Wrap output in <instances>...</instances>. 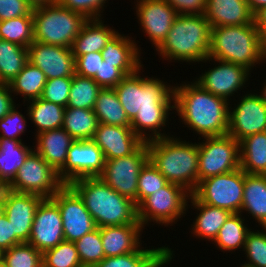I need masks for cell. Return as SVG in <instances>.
Listing matches in <instances>:
<instances>
[{
	"label": "cell",
	"instance_id": "obj_1",
	"mask_svg": "<svg viewBox=\"0 0 266 267\" xmlns=\"http://www.w3.org/2000/svg\"><path fill=\"white\" fill-rule=\"evenodd\" d=\"M138 72L139 70L126 75L114 87L131 121L130 127L145 142L168 137L167 134H160L159 129L166 125L168 112L174 109V105L171 106V99L174 101V87H168L158 78H142ZM143 129L151 130L153 136L146 137L148 134L143 133Z\"/></svg>",
	"mask_w": 266,
	"mask_h": 267
},
{
	"label": "cell",
	"instance_id": "obj_2",
	"mask_svg": "<svg viewBox=\"0 0 266 267\" xmlns=\"http://www.w3.org/2000/svg\"><path fill=\"white\" fill-rule=\"evenodd\" d=\"M174 108L185 125L203 137L228 133V101L203 89L196 82L174 87Z\"/></svg>",
	"mask_w": 266,
	"mask_h": 267
},
{
	"label": "cell",
	"instance_id": "obj_3",
	"mask_svg": "<svg viewBox=\"0 0 266 267\" xmlns=\"http://www.w3.org/2000/svg\"><path fill=\"white\" fill-rule=\"evenodd\" d=\"M81 197L97 227L141 224L137 206L99 177H84L69 184Z\"/></svg>",
	"mask_w": 266,
	"mask_h": 267
},
{
	"label": "cell",
	"instance_id": "obj_4",
	"mask_svg": "<svg viewBox=\"0 0 266 267\" xmlns=\"http://www.w3.org/2000/svg\"><path fill=\"white\" fill-rule=\"evenodd\" d=\"M149 160L170 183L184 187L192 194L198 182L199 148L171 137L147 141Z\"/></svg>",
	"mask_w": 266,
	"mask_h": 267
},
{
	"label": "cell",
	"instance_id": "obj_5",
	"mask_svg": "<svg viewBox=\"0 0 266 267\" xmlns=\"http://www.w3.org/2000/svg\"><path fill=\"white\" fill-rule=\"evenodd\" d=\"M211 28L204 14H178L168 35L156 50L168 60L206 61Z\"/></svg>",
	"mask_w": 266,
	"mask_h": 267
},
{
	"label": "cell",
	"instance_id": "obj_6",
	"mask_svg": "<svg viewBox=\"0 0 266 267\" xmlns=\"http://www.w3.org/2000/svg\"><path fill=\"white\" fill-rule=\"evenodd\" d=\"M224 61L246 67L262 61L261 38L255 22L235 26L211 28L209 60Z\"/></svg>",
	"mask_w": 266,
	"mask_h": 267
},
{
	"label": "cell",
	"instance_id": "obj_7",
	"mask_svg": "<svg viewBox=\"0 0 266 267\" xmlns=\"http://www.w3.org/2000/svg\"><path fill=\"white\" fill-rule=\"evenodd\" d=\"M34 42L71 48L88 20L58 3L33 8Z\"/></svg>",
	"mask_w": 266,
	"mask_h": 267
},
{
	"label": "cell",
	"instance_id": "obj_8",
	"mask_svg": "<svg viewBox=\"0 0 266 267\" xmlns=\"http://www.w3.org/2000/svg\"><path fill=\"white\" fill-rule=\"evenodd\" d=\"M64 185L58 172L34 150L27 156L22 167L18 169L16 176L6 188L18 193L51 198Z\"/></svg>",
	"mask_w": 266,
	"mask_h": 267
},
{
	"label": "cell",
	"instance_id": "obj_9",
	"mask_svg": "<svg viewBox=\"0 0 266 267\" xmlns=\"http://www.w3.org/2000/svg\"><path fill=\"white\" fill-rule=\"evenodd\" d=\"M244 180L245 172L238 168L200 181L192 194L207 205L241 213Z\"/></svg>",
	"mask_w": 266,
	"mask_h": 267
},
{
	"label": "cell",
	"instance_id": "obj_10",
	"mask_svg": "<svg viewBox=\"0 0 266 267\" xmlns=\"http://www.w3.org/2000/svg\"><path fill=\"white\" fill-rule=\"evenodd\" d=\"M189 197L184 187L168 182L137 206L138 221L143 227L149 220L169 225L185 213Z\"/></svg>",
	"mask_w": 266,
	"mask_h": 267
},
{
	"label": "cell",
	"instance_id": "obj_11",
	"mask_svg": "<svg viewBox=\"0 0 266 267\" xmlns=\"http://www.w3.org/2000/svg\"><path fill=\"white\" fill-rule=\"evenodd\" d=\"M204 139L206 143H198V182L240 168L239 142L232 136L226 134Z\"/></svg>",
	"mask_w": 266,
	"mask_h": 267
},
{
	"label": "cell",
	"instance_id": "obj_12",
	"mask_svg": "<svg viewBox=\"0 0 266 267\" xmlns=\"http://www.w3.org/2000/svg\"><path fill=\"white\" fill-rule=\"evenodd\" d=\"M148 160V146L144 142L128 156L105 160L104 170L99 178L137 206L138 178L142 167Z\"/></svg>",
	"mask_w": 266,
	"mask_h": 267
},
{
	"label": "cell",
	"instance_id": "obj_13",
	"mask_svg": "<svg viewBox=\"0 0 266 267\" xmlns=\"http://www.w3.org/2000/svg\"><path fill=\"white\" fill-rule=\"evenodd\" d=\"M51 199L61 212L65 241L75 243L97 228L83 200L69 184H65Z\"/></svg>",
	"mask_w": 266,
	"mask_h": 267
},
{
	"label": "cell",
	"instance_id": "obj_14",
	"mask_svg": "<svg viewBox=\"0 0 266 267\" xmlns=\"http://www.w3.org/2000/svg\"><path fill=\"white\" fill-rule=\"evenodd\" d=\"M104 165L103 152L92 140H75L58 176L64 184H70L84 177H99L103 173Z\"/></svg>",
	"mask_w": 266,
	"mask_h": 267
},
{
	"label": "cell",
	"instance_id": "obj_15",
	"mask_svg": "<svg viewBox=\"0 0 266 267\" xmlns=\"http://www.w3.org/2000/svg\"><path fill=\"white\" fill-rule=\"evenodd\" d=\"M228 116V135L240 142L246 137L266 131V103L260 95L247 94Z\"/></svg>",
	"mask_w": 266,
	"mask_h": 267
},
{
	"label": "cell",
	"instance_id": "obj_16",
	"mask_svg": "<svg viewBox=\"0 0 266 267\" xmlns=\"http://www.w3.org/2000/svg\"><path fill=\"white\" fill-rule=\"evenodd\" d=\"M62 241L64 234L59 207L51 198H44L36 209L27 243L43 253Z\"/></svg>",
	"mask_w": 266,
	"mask_h": 267
},
{
	"label": "cell",
	"instance_id": "obj_17",
	"mask_svg": "<svg viewBox=\"0 0 266 267\" xmlns=\"http://www.w3.org/2000/svg\"><path fill=\"white\" fill-rule=\"evenodd\" d=\"M43 199L39 195L18 193L6 188L4 215L12 227V246L28 242L36 209Z\"/></svg>",
	"mask_w": 266,
	"mask_h": 267
},
{
	"label": "cell",
	"instance_id": "obj_18",
	"mask_svg": "<svg viewBox=\"0 0 266 267\" xmlns=\"http://www.w3.org/2000/svg\"><path fill=\"white\" fill-rule=\"evenodd\" d=\"M28 61L42 70L47 80L73 77L75 74L71 48L33 42L28 47Z\"/></svg>",
	"mask_w": 266,
	"mask_h": 267
},
{
	"label": "cell",
	"instance_id": "obj_19",
	"mask_svg": "<svg viewBox=\"0 0 266 267\" xmlns=\"http://www.w3.org/2000/svg\"><path fill=\"white\" fill-rule=\"evenodd\" d=\"M136 7L143 30L157 48L168 35L177 11L166 0H140Z\"/></svg>",
	"mask_w": 266,
	"mask_h": 267
},
{
	"label": "cell",
	"instance_id": "obj_20",
	"mask_svg": "<svg viewBox=\"0 0 266 267\" xmlns=\"http://www.w3.org/2000/svg\"><path fill=\"white\" fill-rule=\"evenodd\" d=\"M91 140L102 150L105 160L128 156L145 142L130 126L103 123H99Z\"/></svg>",
	"mask_w": 266,
	"mask_h": 267
},
{
	"label": "cell",
	"instance_id": "obj_21",
	"mask_svg": "<svg viewBox=\"0 0 266 267\" xmlns=\"http://www.w3.org/2000/svg\"><path fill=\"white\" fill-rule=\"evenodd\" d=\"M218 62L220 65L205 72L195 82L208 92L228 100L230 95L245 84L250 70L242 65L220 60Z\"/></svg>",
	"mask_w": 266,
	"mask_h": 267
},
{
	"label": "cell",
	"instance_id": "obj_22",
	"mask_svg": "<svg viewBox=\"0 0 266 267\" xmlns=\"http://www.w3.org/2000/svg\"><path fill=\"white\" fill-rule=\"evenodd\" d=\"M205 18L211 27L252 24L254 14L246 0H206Z\"/></svg>",
	"mask_w": 266,
	"mask_h": 267
},
{
	"label": "cell",
	"instance_id": "obj_23",
	"mask_svg": "<svg viewBox=\"0 0 266 267\" xmlns=\"http://www.w3.org/2000/svg\"><path fill=\"white\" fill-rule=\"evenodd\" d=\"M141 224L100 227L101 241L105 257H114L140 248Z\"/></svg>",
	"mask_w": 266,
	"mask_h": 267
},
{
	"label": "cell",
	"instance_id": "obj_24",
	"mask_svg": "<svg viewBox=\"0 0 266 267\" xmlns=\"http://www.w3.org/2000/svg\"><path fill=\"white\" fill-rule=\"evenodd\" d=\"M134 43L117 32L101 50L103 60L116 64L125 75L141 70L139 50Z\"/></svg>",
	"mask_w": 266,
	"mask_h": 267
},
{
	"label": "cell",
	"instance_id": "obj_25",
	"mask_svg": "<svg viewBox=\"0 0 266 267\" xmlns=\"http://www.w3.org/2000/svg\"><path fill=\"white\" fill-rule=\"evenodd\" d=\"M36 136L35 151L58 172L64 166L68 150L75 140L63 128L45 131Z\"/></svg>",
	"mask_w": 266,
	"mask_h": 267
},
{
	"label": "cell",
	"instance_id": "obj_26",
	"mask_svg": "<svg viewBox=\"0 0 266 267\" xmlns=\"http://www.w3.org/2000/svg\"><path fill=\"white\" fill-rule=\"evenodd\" d=\"M116 33L104 26L100 19H88L71 45L74 58L90 52H101Z\"/></svg>",
	"mask_w": 266,
	"mask_h": 267
},
{
	"label": "cell",
	"instance_id": "obj_27",
	"mask_svg": "<svg viewBox=\"0 0 266 267\" xmlns=\"http://www.w3.org/2000/svg\"><path fill=\"white\" fill-rule=\"evenodd\" d=\"M192 205L200 210L199 215L194 222L193 233L199 238L214 241L220 228L232 214L229 210L213 207L200 202L193 194H190ZM201 236V237H200Z\"/></svg>",
	"mask_w": 266,
	"mask_h": 267
},
{
	"label": "cell",
	"instance_id": "obj_28",
	"mask_svg": "<svg viewBox=\"0 0 266 267\" xmlns=\"http://www.w3.org/2000/svg\"><path fill=\"white\" fill-rule=\"evenodd\" d=\"M239 150L240 168L246 174L266 175V132L242 139Z\"/></svg>",
	"mask_w": 266,
	"mask_h": 267
},
{
	"label": "cell",
	"instance_id": "obj_29",
	"mask_svg": "<svg viewBox=\"0 0 266 267\" xmlns=\"http://www.w3.org/2000/svg\"><path fill=\"white\" fill-rule=\"evenodd\" d=\"M21 140L0 138V187H6L32 152Z\"/></svg>",
	"mask_w": 266,
	"mask_h": 267
},
{
	"label": "cell",
	"instance_id": "obj_30",
	"mask_svg": "<svg viewBox=\"0 0 266 267\" xmlns=\"http://www.w3.org/2000/svg\"><path fill=\"white\" fill-rule=\"evenodd\" d=\"M241 210L248 211L266 227V175L245 173Z\"/></svg>",
	"mask_w": 266,
	"mask_h": 267
},
{
	"label": "cell",
	"instance_id": "obj_31",
	"mask_svg": "<svg viewBox=\"0 0 266 267\" xmlns=\"http://www.w3.org/2000/svg\"><path fill=\"white\" fill-rule=\"evenodd\" d=\"M98 125L93 109L65 108L62 128L74 140H91Z\"/></svg>",
	"mask_w": 266,
	"mask_h": 267
},
{
	"label": "cell",
	"instance_id": "obj_32",
	"mask_svg": "<svg viewBox=\"0 0 266 267\" xmlns=\"http://www.w3.org/2000/svg\"><path fill=\"white\" fill-rule=\"evenodd\" d=\"M93 111L99 123L116 126H130L131 124L114 88L101 89Z\"/></svg>",
	"mask_w": 266,
	"mask_h": 267
},
{
	"label": "cell",
	"instance_id": "obj_33",
	"mask_svg": "<svg viewBox=\"0 0 266 267\" xmlns=\"http://www.w3.org/2000/svg\"><path fill=\"white\" fill-rule=\"evenodd\" d=\"M28 108L27 115L37 127L38 134L62 128L65 107L38 98L30 101Z\"/></svg>",
	"mask_w": 266,
	"mask_h": 267
},
{
	"label": "cell",
	"instance_id": "obj_34",
	"mask_svg": "<svg viewBox=\"0 0 266 267\" xmlns=\"http://www.w3.org/2000/svg\"><path fill=\"white\" fill-rule=\"evenodd\" d=\"M46 81L45 73L28 61L8 84L11 92L20 93L24 99L28 97L32 101L41 97Z\"/></svg>",
	"mask_w": 266,
	"mask_h": 267
},
{
	"label": "cell",
	"instance_id": "obj_35",
	"mask_svg": "<svg viewBox=\"0 0 266 267\" xmlns=\"http://www.w3.org/2000/svg\"><path fill=\"white\" fill-rule=\"evenodd\" d=\"M28 62V48L0 39V83H9Z\"/></svg>",
	"mask_w": 266,
	"mask_h": 267
},
{
	"label": "cell",
	"instance_id": "obj_36",
	"mask_svg": "<svg viewBox=\"0 0 266 267\" xmlns=\"http://www.w3.org/2000/svg\"><path fill=\"white\" fill-rule=\"evenodd\" d=\"M101 87L93 78L74 74L70 87L67 107L93 109Z\"/></svg>",
	"mask_w": 266,
	"mask_h": 267
},
{
	"label": "cell",
	"instance_id": "obj_37",
	"mask_svg": "<svg viewBox=\"0 0 266 267\" xmlns=\"http://www.w3.org/2000/svg\"><path fill=\"white\" fill-rule=\"evenodd\" d=\"M169 248L138 249L135 252L105 257L94 267H151Z\"/></svg>",
	"mask_w": 266,
	"mask_h": 267
},
{
	"label": "cell",
	"instance_id": "obj_38",
	"mask_svg": "<svg viewBox=\"0 0 266 267\" xmlns=\"http://www.w3.org/2000/svg\"><path fill=\"white\" fill-rule=\"evenodd\" d=\"M240 215L241 213H232L214 240L215 244L224 251H232L245 246L246 236L250 230L244 226V219Z\"/></svg>",
	"mask_w": 266,
	"mask_h": 267
},
{
	"label": "cell",
	"instance_id": "obj_39",
	"mask_svg": "<svg viewBox=\"0 0 266 267\" xmlns=\"http://www.w3.org/2000/svg\"><path fill=\"white\" fill-rule=\"evenodd\" d=\"M0 39L28 48L34 42L33 16L0 21Z\"/></svg>",
	"mask_w": 266,
	"mask_h": 267
},
{
	"label": "cell",
	"instance_id": "obj_40",
	"mask_svg": "<svg viewBox=\"0 0 266 267\" xmlns=\"http://www.w3.org/2000/svg\"><path fill=\"white\" fill-rule=\"evenodd\" d=\"M77 253L83 267H94L105 258L100 235V227L85 234L75 242Z\"/></svg>",
	"mask_w": 266,
	"mask_h": 267
},
{
	"label": "cell",
	"instance_id": "obj_41",
	"mask_svg": "<svg viewBox=\"0 0 266 267\" xmlns=\"http://www.w3.org/2000/svg\"><path fill=\"white\" fill-rule=\"evenodd\" d=\"M43 267H83L74 242L62 241L42 253Z\"/></svg>",
	"mask_w": 266,
	"mask_h": 267
},
{
	"label": "cell",
	"instance_id": "obj_42",
	"mask_svg": "<svg viewBox=\"0 0 266 267\" xmlns=\"http://www.w3.org/2000/svg\"><path fill=\"white\" fill-rule=\"evenodd\" d=\"M2 260L7 267H43L42 253L27 242L3 251Z\"/></svg>",
	"mask_w": 266,
	"mask_h": 267
},
{
	"label": "cell",
	"instance_id": "obj_43",
	"mask_svg": "<svg viewBox=\"0 0 266 267\" xmlns=\"http://www.w3.org/2000/svg\"><path fill=\"white\" fill-rule=\"evenodd\" d=\"M167 183V179L148 160L142 167L138 178L137 206L146 197L163 188Z\"/></svg>",
	"mask_w": 266,
	"mask_h": 267
},
{
	"label": "cell",
	"instance_id": "obj_44",
	"mask_svg": "<svg viewBox=\"0 0 266 267\" xmlns=\"http://www.w3.org/2000/svg\"><path fill=\"white\" fill-rule=\"evenodd\" d=\"M264 232L249 231L246 236L244 251L249 262L242 267H266V227Z\"/></svg>",
	"mask_w": 266,
	"mask_h": 267
},
{
	"label": "cell",
	"instance_id": "obj_45",
	"mask_svg": "<svg viewBox=\"0 0 266 267\" xmlns=\"http://www.w3.org/2000/svg\"><path fill=\"white\" fill-rule=\"evenodd\" d=\"M72 77H60L46 81L41 99L67 107Z\"/></svg>",
	"mask_w": 266,
	"mask_h": 267
},
{
	"label": "cell",
	"instance_id": "obj_46",
	"mask_svg": "<svg viewBox=\"0 0 266 267\" xmlns=\"http://www.w3.org/2000/svg\"><path fill=\"white\" fill-rule=\"evenodd\" d=\"M25 127V117L14 107L8 114L0 119V128L2 130L0 138L21 140L18 138V135L24 133Z\"/></svg>",
	"mask_w": 266,
	"mask_h": 267
},
{
	"label": "cell",
	"instance_id": "obj_47",
	"mask_svg": "<svg viewBox=\"0 0 266 267\" xmlns=\"http://www.w3.org/2000/svg\"><path fill=\"white\" fill-rule=\"evenodd\" d=\"M105 1L107 0H57V3L87 19H100V9H103Z\"/></svg>",
	"mask_w": 266,
	"mask_h": 267
},
{
	"label": "cell",
	"instance_id": "obj_48",
	"mask_svg": "<svg viewBox=\"0 0 266 267\" xmlns=\"http://www.w3.org/2000/svg\"><path fill=\"white\" fill-rule=\"evenodd\" d=\"M126 75L116 67L104 60L100 61L99 73L93 78L101 88H114Z\"/></svg>",
	"mask_w": 266,
	"mask_h": 267
},
{
	"label": "cell",
	"instance_id": "obj_49",
	"mask_svg": "<svg viewBox=\"0 0 266 267\" xmlns=\"http://www.w3.org/2000/svg\"><path fill=\"white\" fill-rule=\"evenodd\" d=\"M103 60L101 52H90L75 59V73L88 78H94L99 73L100 61Z\"/></svg>",
	"mask_w": 266,
	"mask_h": 267
},
{
	"label": "cell",
	"instance_id": "obj_50",
	"mask_svg": "<svg viewBox=\"0 0 266 267\" xmlns=\"http://www.w3.org/2000/svg\"><path fill=\"white\" fill-rule=\"evenodd\" d=\"M33 8L27 0H0V21L19 16H33Z\"/></svg>",
	"mask_w": 266,
	"mask_h": 267
},
{
	"label": "cell",
	"instance_id": "obj_51",
	"mask_svg": "<svg viewBox=\"0 0 266 267\" xmlns=\"http://www.w3.org/2000/svg\"><path fill=\"white\" fill-rule=\"evenodd\" d=\"M178 14H204L206 0H166Z\"/></svg>",
	"mask_w": 266,
	"mask_h": 267
},
{
	"label": "cell",
	"instance_id": "obj_52",
	"mask_svg": "<svg viewBox=\"0 0 266 267\" xmlns=\"http://www.w3.org/2000/svg\"><path fill=\"white\" fill-rule=\"evenodd\" d=\"M10 93L9 84L0 83V119L16 107Z\"/></svg>",
	"mask_w": 266,
	"mask_h": 267
},
{
	"label": "cell",
	"instance_id": "obj_53",
	"mask_svg": "<svg viewBox=\"0 0 266 267\" xmlns=\"http://www.w3.org/2000/svg\"><path fill=\"white\" fill-rule=\"evenodd\" d=\"M12 247V227L5 215L0 217V251Z\"/></svg>",
	"mask_w": 266,
	"mask_h": 267
},
{
	"label": "cell",
	"instance_id": "obj_54",
	"mask_svg": "<svg viewBox=\"0 0 266 267\" xmlns=\"http://www.w3.org/2000/svg\"><path fill=\"white\" fill-rule=\"evenodd\" d=\"M254 22L260 35L266 31V7L261 8L254 14Z\"/></svg>",
	"mask_w": 266,
	"mask_h": 267
},
{
	"label": "cell",
	"instance_id": "obj_55",
	"mask_svg": "<svg viewBox=\"0 0 266 267\" xmlns=\"http://www.w3.org/2000/svg\"><path fill=\"white\" fill-rule=\"evenodd\" d=\"M172 254L173 251H171V249H168L151 267H161L164 264H167L172 259Z\"/></svg>",
	"mask_w": 266,
	"mask_h": 267
},
{
	"label": "cell",
	"instance_id": "obj_56",
	"mask_svg": "<svg viewBox=\"0 0 266 267\" xmlns=\"http://www.w3.org/2000/svg\"><path fill=\"white\" fill-rule=\"evenodd\" d=\"M253 14L261 8L266 7V0H246Z\"/></svg>",
	"mask_w": 266,
	"mask_h": 267
},
{
	"label": "cell",
	"instance_id": "obj_57",
	"mask_svg": "<svg viewBox=\"0 0 266 267\" xmlns=\"http://www.w3.org/2000/svg\"><path fill=\"white\" fill-rule=\"evenodd\" d=\"M32 8L41 7L45 5L56 4L57 0H27Z\"/></svg>",
	"mask_w": 266,
	"mask_h": 267
},
{
	"label": "cell",
	"instance_id": "obj_58",
	"mask_svg": "<svg viewBox=\"0 0 266 267\" xmlns=\"http://www.w3.org/2000/svg\"><path fill=\"white\" fill-rule=\"evenodd\" d=\"M6 187H0V217L5 211Z\"/></svg>",
	"mask_w": 266,
	"mask_h": 267
},
{
	"label": "cell",
	"instance_id": "obj_59",
	"mask_svg": "<svg viewBox=\"0 0 266 267\" xmlns=\"http://www.w3.org/2000/svg\"><path fill=\"white\" fill-rule=\"evenodd\" d=\"M260 38H261V53H262V58H263V60H265V58H266V31L263 32L260 35Z\"/></svg>",
	"mask_w": 266,
	"mask_h": 267
},
{
	"label": "cell",
	"instance_id": "obj_60",
	"mask_svg": "<svg viewBox=\"0 0 266 267\" xmlns=\"http://www.w3.org/2000/svg\"><path fill=\"white\" fill-rule=\"evenodd\" d=\"M261 93L262 94L260 96H261L262 100L266 103V83H265L263 91Z\"/></svg>",
	"mask_w": 266,
	"mask_h": 267
},
{
	"label": "cell",
	"instance_id": "obj_61",
	"mask_svg": "<svg viewBox=\"0 0 266 267\" xmlns=\"http://www.w3.org/2000/svg\"><path fill=\"white\" fill-rule=\"evenodd\" d=\"M0 267H7V265L3 262V260L0 261Z\"/></svg>",
	"mask_w": 266,
	"mask_h": 267
},
{
	"label": "cell",
	"instance_id": "obj_62",
	"mask_svg": "<svg viewBox=\"0 0 266 267\" xmlns=\"http://www.w3.org/2000/svg\"><path fill=\"white\" fill-rule=\"evenodd\" d=\"M2 260V252L0 251V261Z\"/></svg>",
	"mask_w": 266,
	"mask_h": 267
}]
</instances>
